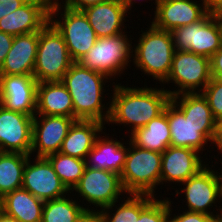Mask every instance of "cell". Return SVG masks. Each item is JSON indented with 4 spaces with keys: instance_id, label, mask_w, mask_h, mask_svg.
<instances>
[{
    "instance_id": "1",
    "label": "cell",
    "mask_w": 222,
    "mask_h": 222,
    "mask_svg": "<svg viewBox=\"0 0 222 222\" xmlns=\"http://www.w3.org/2000/svg\"><path fill=\"white\" fill-rule=\"evenodd\" d=\"M113 86L114 93L109 104L110 115L107 123L129 124L132 126L130 133L160 115L171 99L164 88H125L119 84Z\"/></svg>"
},
{
    "instance_id": "2",
    "label": "cell",
    "mask_w": 222,
    "mask_h": 222,
    "mask_svg": "<svg viewBox=\"0 0 222 222\" xmlns=\"http://www.w3.org/2000/svg\"><path fill=\"white\" fill-rule=\"evenodd\" d=\"M108 77L100 72L83 67L74 62L65 73L61 82L71 95L74 106V119L95 120L107 123L110 115V106L105 111L102 104L104 81ZM104 113V114H103Z\"/></svg>"
},
{
    "instance_id": "3",
    "label": "cell",
    "mask_w": 222,
    "mask_h": 222,
    "mask_svg": "<svg viewBox=\"0 0 222 222\" xmlns=\"http://www.w3.org/2000/svg\"><path fill=\"white\" fill-rule=\"evenodd\" d=\"M148 29L141 34L135 46L133 61L141 71L164 84L176 51L173 35L171 31L158 29L153 24Z\"/></svg>"
},
{
    "instance_id": "4",
    "label": "cell",
    "mask_w": 222,
    "mask_h": 222,
    "mask_svg": "<svg viewBox=\"0 0 222 222\" xmlns=\"http://www.w3.org/2000/svg\"><path fill=\"white\" fill-rule=\"evenodd\" d=\"M129 145L120 174L125 193L154 196L155 187L160 185L162 153L140 148L131 141Z\"/></svg>"
},
{
    "instance_id": "5",
    "label": "cell",
    "mask_w": 222,
    "mask_h": 222,
    "mask_svg": "<svg viewBox=\"0 0 222 222\" xmlns=\"http://www.w3.org/2000/svg\"><path fill=\"white\" fill-rule=\"evenodd\" d=\"M74 63L61 33L49 21L39 31L33 76L36 81H61Z\"/></svg>"
},
{
    "instance_id": "6",
    "label": "cell",
    "mask_w": 222,
    "mask_h": 222,
    "mask_svg": "<svg viewBox=\"0 0 222 222\" xmlns=\"http://www.w3.org/2000/svg\"><path fill=\"white\" fill-rule=\"evenodd\" d=\"M58 2L51 1L49 21L63 36L72 60L78 62L94 46L97 36L83 11L64 7V12H61V2ZM59 10L62 21L54 19L58 16Z\"/></svg>"
},
{
    "instance_id": "7",
    "label": "cell",
    "mask_w": 222,
    "mask_h": 222,
    "mask_svg": "<svg viewBox=\"0 0 222 222\" xmlns=\"http://www.w3.org/2000/svg\"><path fill=\"white\" fill-rule=\"evenodd\" d=\"M127 34L97 38L94 46L78 61L80 65L108 78L121 74L133 53ZM132 50V51H131Z\"/></svg>"
},
{
    "instance_id": "8",
    "label": "cell",
    "mask_w": 222,
    "mask_h": 222,
    "mask_svg": "<svg viewBox=\"0 0 222 222\" xmlns=\"http://www.w3.org/2000/svg\"><path fill=\"white\" fill-rule=\"evenodd\" d=\"M174 47L210 58L222 47L218 15L207 13L201 20L172 31Z\"/></svg>"
},
{
    "instance_id": "9",
    "label": "cell",
    "mask_w": 222,
    "mask_h": 222,
    "mask_svg": "<svg viewBox=\"0 0 222 222\" xmlns=\"http://www.w3.org/2000/svg\"><path fill=\"white\" fill-rule=\"evenodd\" d=\"M212 79L210 58L189 51L176 50L170 73L165 83L174 82L178 90L170 91V96L202 91ZM202 86V87H201Z\"/></svg>"
},
{
    "instance_id": "10",
    "label": "cell",
    "mask_w": 222,
    "mask_h": 222,
    "mask_svg": "<svg viewBox=\"0 0 222 222\" xmlns=\"http://www.w3.org/2000/svg\"><path fill=\"white\" fill-rule=\"evenodd\" d=\"M73 190L101 209L118 202L121 193H125L118 173L88 166Z\"/></svg>"
},
{
    "instance_id": "11",
    "label": "cell",
    "mask_w": 222,
    "mask_h": 222,
    "mask_svg": "<svg viewBox=\"0 0 222 222\" xmlns=\"http://www.w3.org/2000/svg\"><path fill=\"white\" fill-rule=\"evenodd\" d=\"M207 165L200 169L195 175L189 177L182 183L184 187L181 192L187 200V211L213 215L208 209L215 201L222 198L221 177ZM210 168V169H209ZM218 175V176H217ZM221 197V198H220Z\"/></svg>"
},
{
    "instance_id": "12",
    "label": "cell",
    "mask_w": 222,
    "mask_h": 222,
    "mask_svg": "<svg viewBox=\"0 0 222 222\" xmlns=\"http://www.w3.org/2000/svg\"><path fill=\"white\" fill-rule=\"evenodd\" d=\"M28 156L23 172L22 188L43 201L59 199L68 193L53 166L46 157H35L30 163Z\"/></svg>"
},
{
    "instance_id": "13",
    "label": "cell",
    "mask_w": 222,
    "mask_h": 222,
    "mask_svg": "<svg viewBox=\"0 0 222 222\" xmlns=\"http://www.w3.org/2000/svg\"><path fill=\"white\" fill-rule=\"evenodd\" d=\"M33 119L0 104V151L31 156Z\"/></svg>"
},
{
    "instance_id": "14",
    "label": "cell",
    "mask_w": 222,
    "mask_h": 222,
    "mask_svg": "<svg viewBox=\"0 0 222 222\" xmlns=\"http://www.w3.org/2000/svg\"><path fill=\"white\" fill-rule=\"evenodd\" d=\"M39 116L40 118L35 115L33 119L31 154L37 150L36 157H47L60 151L62 142L76 119L65 116Z\"/></svg>"
},
{
    "instance_id": "15",
    "label": "cell",
    "mask_w": 222,
    "mask_h": 222,
    "mask_svg": "<svg viewBox=\"0 0 222 222\" xmlns=\"http://www.w3.org/2000/svg\"><path fill=\"white\" fill-rule=\"evenodd\" d=\"M37 84L33 75H0V104L34 117Z\"/></svg>"
},
{
    "instance_id": "16",
    "label": "cell",
    "mask_w": 222,
    "mask_h": 222,
    "mask_svg": "<svg viewBox=\"0 0 222 222\" xmlns=\"http://www.w3.org/2000/svg\"><path fill=\"white\" fill-rule=\"evenodd\" d=\"M167 119L171 134L170 146L199 152L208 141L212 143L216 126L193 125L171 101L167 104Z\"/></svg>"
},
{
    "instance_id": "17",
    "label": "cell",
    "mask_w": 222,
    "mask_h": 222,
    "mask_svg": "<svg viewBox=\"0 0 222 222\" xmlns=\"http://www.w3.org/2000/svg\"><path fill=\"white\" fill-rule=\"evenodd\" d=\"M52 0H28L24 5L0 19V31L24 35L40 31L49 22Z\"/></svg>"
},
{
    "instance_id": "18",
    "label": "cell",
    "mask_w": 222,
    "mask_h": 222,
    "mask_svg": "<svg viewBox=\"0 0 222 222\" xmlns=\"http://www.w3.org/2000/svg\"><path fill=\"white\" fill-rule=\"evenodd\" d=\"M202 4L201 8L200 4L190 0H160L151 23L158 29L172 32L201 20L208 13Z\"/></svg>"
},
{
    "instance_id": "19",
    "label": "cell",
    "mask_w": 222,
    "mask_h": 222,
    "mask_svg": "<svg viewBox=\"0 0 222 222\" xmlns=\"http://www.w3.org/2000/svg\"><path fill=\"white\" fill-rule=\"evenodd\" d=\"M195 149L169 146L162 153L160 183L171 181L183 183L205 165Z\"/></svg>"
},
{
    "instance_id": "20",
    "label": "cell",
    "mask_w": 222,
    "mask_h": 222,
    "mask_svg": "<svg viewBox=\"0 0 222 222\" xmlns=\"http://www.w3.org/2000/svg\"><path fill=\"white\" fill-rule=\"evenodd\" d=\"M38 41L39 31L14 36L11 49L0 67V75H33Z\"/></svg>"
},
{
    "instance_id": "21",
    "label": "cell",
    "mask_w": 222,
    "mask_h": 222,
    "mask_svg": "<svg viewBox=\"0 0 222 222\" xmlns=\"http://www.w3.org/2000/svg\"><path fill=\"white\" fill-rule=\"evenodd\" d=\"M82 11L87 16L97 38L124 33L121 27L124 25V17L128 11L119 0H106Z\"/></svg>"
},
{
    "instance_id": "22",
    "label": "cell",
    "mask_w": 222,
    "mask_h": 222,
    "mask_svg": "<svg viewBox=\"0 0 222 222\" xmlns=\"http://www.w3.org/2000/svg\"><path fill=\"white\" fill-rule=\"evenodd\" d=\"M35 115L74 118L71 95L61 81H44L37 84Z\"/></svg>"
},
{
    "instance_id": "23",
    "label": "cell",
    "mask_w": 222,
    "mask_h": 222,
    "mask_svg": "<svg viewBox=\"0 0 222 222\" xmlns=\"http://www.w3.org/2000/svg\"><path fill=\"white\" fill-rule=\"evenodd\" d=\"M104 124L95 120H76L63 140L59 152L85 160L94 147L97 135L103 131Z\"/></svg>"
},
{
    "instance_id": "24",
    "label": "cell",
    "mask_w": 222,
    "mask_h": 222,
    "mask_svg": "<svg viewBox=\"0 0 222 222\" xmlns=\"http://www.w3.org/2000/svg\"><path fill=\"white\" fill-rule=\"evenodd\" d=\"M109 139V137L101 139L98 135L94 147L85 159L86 166L113 171L120 175L125 165L128 148L120 141ZM90 158L91 160H89Z\"/></svg>"
},
{
    "instance_id": "25",
    "label": "cell",
    "mask_w": 222,
    "mask_h": 222,
    "mask_svg": "<svg viewBox=\"0 0 222 222\" xmlns=\"http://www.w3.org/2000/svg\"><path fill=\"white\" fill-rule=\"evenodd\" d=\"M130 141L143 149L163 153L169 146L171 134L167 119V105L164 111L144 127L131 133Z\"/></svg>"
},
{
    "instance_id": "26",
    "label": "cell",
    "mask_w": 222,
    "mask_h": 222,
    "mask_svg": "<svg viewBox=\"0 0 222 222\" xmlns=\"http://www.w3.org/2000/svg\"><path fill=\"white\" fill-rule=\"evenodd\" d=\"M45 201L20 188L3 197L1 210L21 222H41Z\"/></svg>"
},
{
    "instance_id": "27",
    "label": "cell",
    "mask_w": 222,
    "mask_h": 222,
    "mask_svg": "<svg viewBox=\"0 0 222 222\" xmlns=\"http://www.w3.org/2000/svg\"><path fill=\"white\" fill-rule=\"evenodd\" d=\"M170 101L184 114L185 118H188L193 125L216 126V120L206 98L202 93H182L172 96Z\"/></svg>"
},
{
    "instance_id": "28",
    "label": "cell",
    "mask_w": 222,
    "mask_h": 222,
    "mask_svg": "<svg viewBox=\"0 0 222 222\" xmlns=\"http://www.w3.org/2000/svg\"><path fill=\"white\" fill-rule=\"evenodd\" d=\"M29 155L0 151V194L22 188L23 172Z\"/></svg>"
},
{
    "instance_id": "29",
    "label": "cell",
    "mask_w": 222,
    "mask_h": 222,
    "mask_svg": "<svg viewBox=\"0 0 222 222\" xmlns=\"http://www.w3.org/2000/svg\"><path fill=\"white\" fill-rule=\"evenodd\" d=\"M88 212H96L77 204L66 196L47 200L43 206L41 222H78Z\"/></svg>"
},
{
    "instance_id": "30",
    "label": "cell",
    "mask_w": 222,
    "mask_h": 222,
    "mask_svg": "<svg viewBox=\"0 0 222 222\" xmlns=\"http://www.w3.org/2000/svg\"><path fill=\"white\" fill-rule=\"evenodd\" d=\"M46 158L67 190H72L84 173L86 161L60 152L48 155Z\"/></svg>"
},
{
    "instance_id": "31",
    "label": "cell",
    "mask_w": 222,
    "mask_h": 222,
    "mask_svg": "<svg viewBox=\"0 0 222 222\" xmlns=\"http://www.w3.org/2000/svg\"><path fill=\"white\" fill-rule=\"evenodd\" d=\"M157 200L154 196L140 194V216L136 222H169L171 202Z\"/></svg>"
},
{
    "instance_id": "32",
    "label": "cell",
    "mask_w": 222,
    "mask_h": 222,
    "mask_svg": "<svg viewBox=\"0 0 222 222\" xmlns=\"http://www.w3.org/2000/svg\"><path fill=\"white\" fill-rule=\"evenodd\" d=\"M129 196L130 197H127L125 202L117 208L113 216L109 214V209L112 210L115 203L100 209V211L97 210L100 222H136L140 216V194H129Z\"/></svg>"
},
{
    "instance_id": "33",
    "label": "cell",
    "mask_w": 222,
    "mask_h": 222,
    "mask_svg": "<svg viewBox=\"0 0 222 222\" xmlns=\"http://www.w3.org/2000/svg\"><path fill=\"white\" fill-rule=\"evenodd\" d=\"M201 93L206 98L215 120L222 119V81L212 78Z\"/></svg>"
},
{
    "instance_id": "34",
    "label": "cell",
    "mask_w": 222,
    "mask_h": 222,
    "mask_svg": "<svg viewBox=\"0 0 222 222\" xmlns=\"http://www.w3.org/2000/svg\"><path fill=\"white\" fill-rule=\"evenodd\" d=\"M169 222H216V217L204 213L185 211L173 218L169 217Z\"/></svg>"
},
{
    "instance_id": "35",
    "label": "cell",
    "mask_w": 222,
    "mask_h": 222,
    "mask_svg": "<svg viewBox=\"0 0 222 222\" xmlns=\"http://www.w3.org/2000/svg\"><path fill=\"white\" fill-rule=\"evenodd\" d=\"M211 75L222 81V47L210 57Z\"/></svg>"
},
{
    "instance_id": "36",
    "label": "cell",
    "mask_w": 222,
    "mask_h": 222,
    "mask_svg": "<svg viewBox=\"0 0 222 222\" xmlns=\"http://www.w3.org/2000/svg\"><path fill=\"white\" fill-rule=\"evenodd\" d=\"M14 36L0 31V67L2 66L9 50L11 49Z\"/></svg>"
},
{
    "instance_id": "37",
    "label": "cell",
    "mask_w": 222,
    "mask_h": 222,
    "mask_svg": "<svg viewBox=\"0 0 222 222\" xmlns=\"http://www.w3.org/2000/svg\"><path fill=\"white\" fill-rule=\"evenodd\" d=\"M106 0H65L64 7L73 9V10H80L93 6L95 4L104 2Z\"/></svg>"
},
{
    "instance_id": "38",
    "label": "cell",
    "mask_w": 222,
    "mask_h": 222,
    "mask_svg": "<svg viewBox=\"0 0 222 222\" xmlns=\"http://www.w3.org/2000/svg\"><path fill=\"white\" fill-rule=\"evenodd\" d=\"M206 10L210 14H219L222 12V0H202Z\"/></svg>"
},
{
    "instance_id": "39",
    "label": "cell",
    "mask_w": 222,
    "mask_h": 222,
    "mask_svg": "<svg viewBox=\"0 0 222 222\" xmlns=\"http://www.w3.org/2000/svg\"><path fill=\"white\" fill-rule=\"evenodd\" d=\"M212 143H215V146L218 147L217 150L222 153V119L216 121L215 134Z\"/></svg>"
},
{
    "instance_id": "40",
    "label": "cell",
    "mask_w": 222,
    "mask_h": 222,
    "mask_svg": "<svg viewBox=\"0 0 222 222\" xmlns=\"http://www.w3.org/2000/svg\"><path fill=\"white\" fill-rule=\"evenodd\" d=\"M27 1L28 0H8L2 2L5 4L6 14L8 15L24 5Z\"/></svg>"
},
{
    "instance_id": "41",
    "label": "cell",
    "mask_w": 222,
    "mask_h": 222,
    "mask_svg": "<svg viewBox=\"0 0 222 222\" xmlns=\"http://www.w3.org/2000/svg\"><path fill=\"white\" fill-rule=\"evenodd\" d=\"M78 222H100V218H99L97 211L96 212H88Z\"/></svg>"
},
{
    "instance_id": "42",
    "label": "cell",
    "mask_w": 222,
    "mask_h": 222,
    "mask_svg": "<svg viewBox=\"0 0 222 222\" xmlns=\"http://www.w3.org/2000/svg\"><path fill=\"white\" fill-rule=\"evenodd\" d=\"M0 222H21V221L6 215L2 210H0Z\"/></svg>"
},
{
    "instance_id": "43",
    "label": "cell",
    "mask_w": 222,
    "mask_h": 222,
    "mask_svg": "<svg viewBox=\"0 0 222 222\" xmlns=\"http://www.w3.org/2000/svg\"><path fill=\"white\" fill-rule=\"evenodd\" d=\"M122 4H123V6L127 9V11H129V9H131L130 7L131 6H133V0H119ZM135 1V0H134ZM156 2V6H157V4H158V2L160 1V0H155Z\"/></svg>"
},
{
    "instance_id": "44",
    "label": "cell",
    "mask_w": 222,
    "mask_h": 222,
    "mask_svg": "<svg viewBox=\"0 0 222 222\" xmlns=\"http://www.w3.org/2000/svg\"><path fill=\"white\" fill-rule=\"evenodd\" d=\"M6 9L4 2L0 1V19L6 16Z\"/></svg>"
},
{
    "instance_id": "45",
    "label": "cell",
    "mask_w": 222,
    "mask_h": 222,
    "mask_svg": "<svg viewBox=\"0 0 222 222\" xmlns=\"http://www.w3.org/2000/svg\"><path fill=\"white\" fill-rule=\"evenodd\" d=\"M219 210H221L220 214L216 216V222H222V208H220Z\"/></svg>"
},
{
    "instance_id": "46",
    "label": "cell",
    "mask_w": 222,
    "mask_h": 222,
    "mask_svg": "<svg viewBox=\"0 0 222 222\" xmlns=\"http://www.w3.org/2000/svg\"><path fill=\"white\" fill-rule=\"evenodd\" d=\"M217 15H218L219 21L221 23V27H222V12L217 14Z\"/></svg>"
},
{
    "instance_id": "47",
    "label": "cell",
    "mask_w": 222,
    "mask_h": 222,
    "mask_svg": "<svg viewBox=\"0 0 222 222\" xmlns=\"http://www.w3.org/2000/svg\"><path fill=\"white\" fill-rule=\"evenodd\" d=\"M2 203H3V197H2V195L0 194V210H1V208H2Z\"/></svg>"
}]
</instances>
